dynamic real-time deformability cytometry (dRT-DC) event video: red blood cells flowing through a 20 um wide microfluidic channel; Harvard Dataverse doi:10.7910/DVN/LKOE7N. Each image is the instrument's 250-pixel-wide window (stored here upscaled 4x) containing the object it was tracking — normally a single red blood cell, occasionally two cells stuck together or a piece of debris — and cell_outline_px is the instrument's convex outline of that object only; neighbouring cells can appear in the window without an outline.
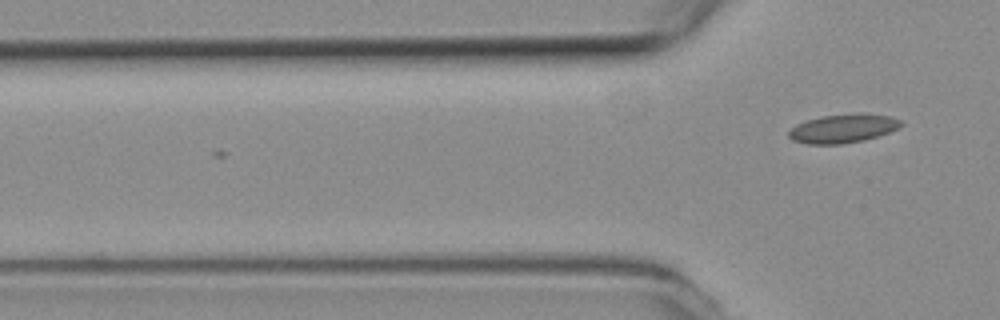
{"species": "common noctule bat (a hibernating species)", "species_latin": "Nyctalus noctula", "temperature_condition": "room temperature", "stored_images_in_passage": 3, "camera_frame_rate_fps": 3000, "um_per_image_px": 0.085, "animal": {"sex": "female", "body_mass_g": 19.3, "forearm_length_mm": 54.1}, "frame": {"image": 1, "passage_image": 3, "time_ms": 0.667, "image_size_px": [1000, 320], "cell_outline_px": [[904, 124], [888, 132], [864, 140], [844, 144], [808, 144], [792, 140], [788, 136], [788, 132], [796, 124], [820, 116], [852, 112], [864, 112], [888, 116], [900, 120]], "centroid_in_image_um": [71.64, 10.9], "position_along_channel_um": 54.2, "area_um2": 18.96}}